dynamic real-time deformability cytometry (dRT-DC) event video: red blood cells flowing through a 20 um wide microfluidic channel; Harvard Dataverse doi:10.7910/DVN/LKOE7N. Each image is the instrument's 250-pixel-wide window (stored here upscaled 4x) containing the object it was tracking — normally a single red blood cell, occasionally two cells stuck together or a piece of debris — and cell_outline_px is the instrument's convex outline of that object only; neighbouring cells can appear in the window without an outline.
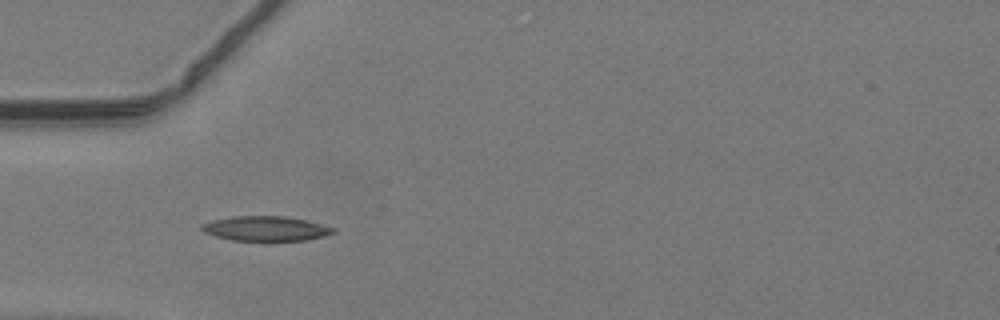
{"species": "common noctule bat (a hibernating species)", "species_latin": "Nyctalus noctula", "temperature_condition": "warm", "stored_images_in_passage": 2, "camera_frame_rate_fps": 3000, "um_per_image_px": 0.085, "animal": {"sex": "male", "body_mass_g": 19.2, "forearm_length_mm": 51.8}, "frame": {"image": 1, "passage_image": 1, "time_ms": 0.0, "image_size_px": [1000, 320], "cell_outline_px": [[336, 232], [324, 236], [304, 240], [268, 244], [232, 240], [216, 236], [204, 232], [200, 228], [200, 224], [212, 220], [232, 216], [284, 216], [304, 220], [336, 228]], "centroid_in_image_um": [22.57, 19.47], "position_along_channel_um": 62.4, "area_um2": 19.83}}